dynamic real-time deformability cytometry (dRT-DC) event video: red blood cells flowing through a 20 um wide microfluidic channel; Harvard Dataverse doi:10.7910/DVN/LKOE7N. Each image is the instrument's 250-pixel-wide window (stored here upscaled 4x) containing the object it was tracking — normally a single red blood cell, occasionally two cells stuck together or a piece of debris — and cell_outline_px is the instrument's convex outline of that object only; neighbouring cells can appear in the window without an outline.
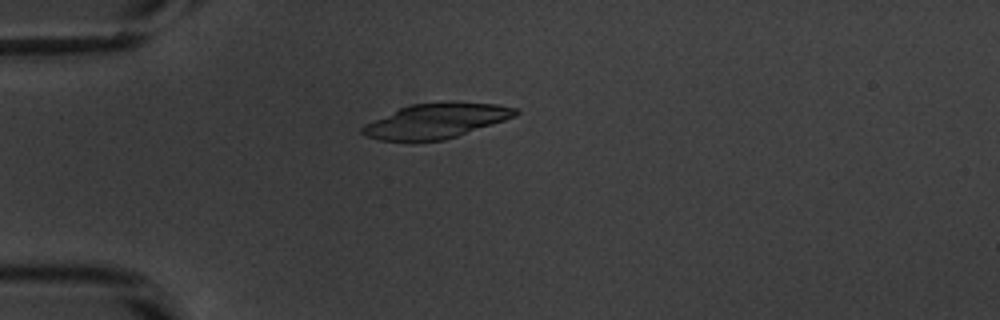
{"species": "common noctule bat (a hibernating species)", "species_latin": "Nyctalus noctula", "temperature_condition": "warm", "stored_images_in_passage": 41, "camera_frame_rate_fps": 3000, "um_per_image_px": 0.085, "animal": {"sex": "male", "body_mass_g": 20.1, "forearm_length_mm": 53.5}, "frame": {"image": 1, "passage_image": 3, "time_ms": 0.667, "image_size_px": [1000, 320], "cell_outline_px": [[520, 112], [516, 116], [444, 140], [380, 140], [364, 136], [360, 132], [360, 128], [364, 124], [400, 108], [412, 104], [448, 100], [452, 100], [496, 104], [516, 108]], "centroid_in_image_um": [37.07, 10.24], "position_along_channel_um": 47.9, "area_um2": 31.1}}
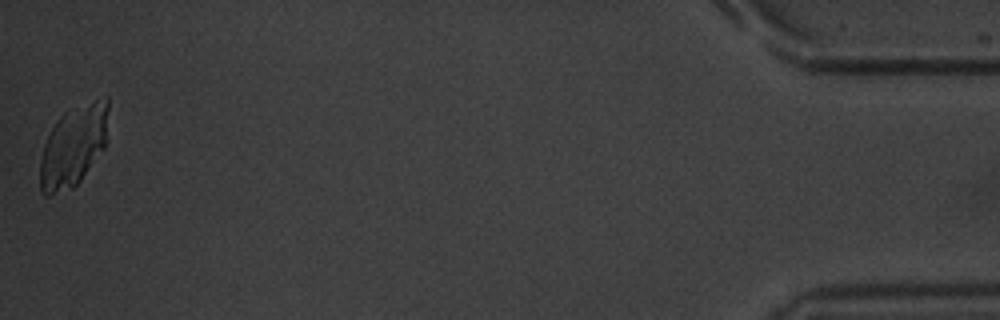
{"frame": {"image": 2, "passage_image": 41, "time_ms": 13.333, "image_size_px": [1000, 320], "cell_outline_px": [[108, 108], [104, 148], [80, 180], [72, 188], [48, 196], [44, 196], [40, 188], [40, 160], [44, 144], [56, 120], [64, 112], [96, 100], [108, 96]], "centroid_in_image_um": [6.21, 12.44], "position_along_channel_um": 429.0, "area_um2": 31.73}}